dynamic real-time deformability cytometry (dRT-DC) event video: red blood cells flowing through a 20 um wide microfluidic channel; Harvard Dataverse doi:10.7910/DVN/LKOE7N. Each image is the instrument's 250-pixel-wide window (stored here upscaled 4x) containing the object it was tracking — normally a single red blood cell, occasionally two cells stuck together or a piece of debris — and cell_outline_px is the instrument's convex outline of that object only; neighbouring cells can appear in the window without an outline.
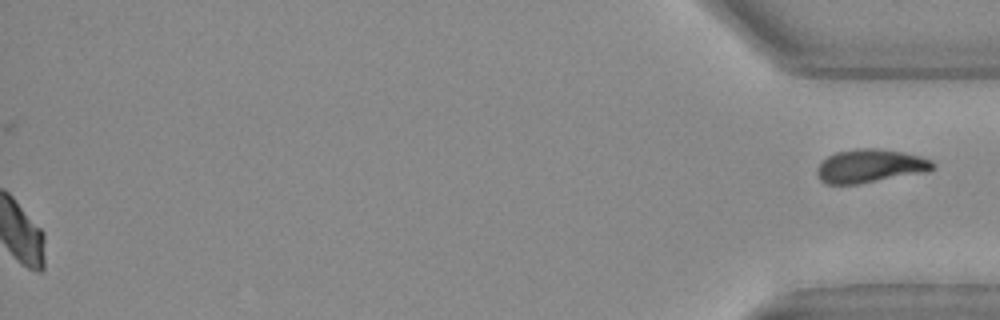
{"species": "Egyptian fruit bat (a non-hibernating species)", "species_latin": "Rousettus aegyptiacus", "temperature_condition": "warm", "stored_images_in_passage": 36, "segment_of_instrument_passage": [2, 2], "camera_frame_rate_fps": 3000, "um_per_image_px": 0.085, "animal": {"sex": "female"}, "frame": {"image": 1, "passage_image": 36, "time_ms": 11.667, "image_size_px": [1000, 320], "cell_outline_px": [[932, 168], [928, 172], [856, 184], [824, 184], [820, 180], [816, 172], [816, 168], [828, 156], [836, 152], [860, 148], [872, 148], [900, 152], [920, 156], [932, 160]], "centroid_in_image_um": [73.93, 14.12], "position_along_channel_um": 361.3, "area_um2": 22.31}}